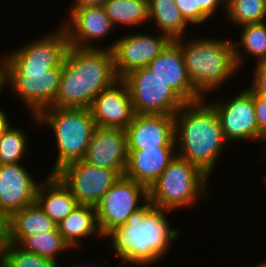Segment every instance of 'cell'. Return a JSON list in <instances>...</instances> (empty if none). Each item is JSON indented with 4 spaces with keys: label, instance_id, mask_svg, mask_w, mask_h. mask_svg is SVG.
<instances>
[{
    "label": "cell",
    "instance_id": "obj_1",
    "mask_svg": "<svg viewBox=\"0 0 266 267\" xmlns=\"http://www.w3.org/2000/svg\"><path fill=\"white\" fill-rule=\"evenodd\" d=\"M19 47L0 57L7 70L6 86L23 101L31 115H38L56 98L69 47L67 34L60 26Z\"/></svg>",
    "mask_w": 266,
    "mask_h": 267
},
{
    "label": "cell",
    "instance_id": "obj_2",
    "mask_svg": "<svg viewBox=\"0 0 266 267\" xmlns=\"http://www.w3.org/2000/svg\"><path fill=\"white\" fill-rule=\"evenodd\" d=\"M168 212L171 211L156 208L147 200L125 224L105 236L111 238L112 248L120 257L121 264L147 266L166 256L171 244L180 236L179 229L171 228L172 224L166 217Z\"/></svg>",
    "mask_w": 266,
    "mask_h": 267
},
{
    "label": "cell",
    "instance_id": "obj_3",
    "mask_svg": "<svg viewBox=\"0 0 266 267\" xmlns=\"http://www.w3.org/2000/svg\"><path fill=\"white\" fill-rule=\"evenodd\" d=\"M118 77L112 50L68 47L59 89L50 107L88 108L95 97L111 87Z\"/></svg>",
    "mask_w": 266,
    "mask_h": 267
},
{
    "label": "cell",
    "instance_id": "obj_4",
    "mask_svg": "<svg viewBox=\"0 0 266 267\" xmlns=\"http://www.w3.org/2000/svg\"><path fill=\"white\" fill-rule=\"evenodd\" d=\"M205 100L188 102L174 115L175 144L177 155L210 177L229 143L224 137L218 114Z\"/></svg>",
    "mask_w": 266,
    "mask_h": 267
},
{
    "label": "cell",
    "instance_id": "obj_5",
    "mask_svg": "<svg viewBox=\"0 0 266 267\" xmlns=\"http://www.w3.org/2000/svg\"><path fill=\"white\" fill-rule=\"evenodd\" d=\"M175 41L183 53L188 77L202 97L221 88L240 70L231 39L205 37L184 42L181 37Z\"/></svg>",
    "mask_w": 266,
    "mask_h": 267
},
{
    "label": "cell",
    "instance_id": "obj_6",
    "mask_svg": "<svg viewBox=\"0 0 266 267\" xmlns=\"http://www.w3.org/2000/svg\"><path fill=\"white\" fill-rule=\"evenodd\" d=\"M32 117L36 121L34 123L46 124L55 134L57 158L49 174H55L64 165L84 158L97 128L88 108L48 107Z\"/></svg>",
    "mask_w": 266,
    "mask_h": 267
},
{
    "label": "cell",
    "instance_id": "obj_7",
    "mask_svg": "<svg viewBox=\"0 0 266 267\" xmlns=\"http://www.w3.org/2000/svg\"><path fill=\"white\" fill-rule=\"evenodd\" d=\"M208 180L198 166L176 154L148 189V200L154 207L168 211L189 208L207 196Z\"/></svg>",
    "mask_w": 266,
    "mask_h": 267
},
{
    "label": "cell",
    "instance_id": "obj_8",
    "mask_svg": "<svg viewBox=\"0 0 266 267\" xmlns=\"http://www.w3.org/2000/svg\"><path fill=\"white\" fill-rule=\"evenodd\" d=\"M128 86L135 114L175 115L188 102L147 67L122 79Z\"/></svg>",
    "mask_w": 266,
    "mask_h": 267
},
{
    "label": "cell",
    "instance_id": "obj_9",
    "mask_svg": "<svg viewBox=\"0 0 266 267\" xmlns=\"http://www.w3.org/2000/svg\"><path fill=\"white\" fill-rule=\"evenodd\" d=\"M147 200L148 189L122 175L95 206L102 235L105 237L114 228L125 224L128 217L140 209Z\"/></svg>",
    "mask_w": 266,
    "mask_h": 267
},
{
    "label": "cell",
    "instance_id": "obj_10",
    "mask_svg": "<svg viewBox=\"0 0 266 267\" xmlns=\"http://www.w3.org/2000/svg\"><path fill=\"white\" fill-rule=\"evenodd\" d=\"M55 174L70 189L78 204L94 207L121 177L116 170L97 167L83 160L68 163Z\"/></svg>",
    "mask_w": 266,
    "mask_h": 267
},
{
    "label": "cell",
    "instance_id": "obj_11",
    "mask_svg": "<svg viewBox=\"0 0 266 267\" xmlns=\"http://www.w3.org/2000/svg\"><path fill=\"white\" fill-rule=\"evenodd\" d=\"M226 99H216L210 104L218 114L227 142L230 144L232 141L236 143L237 140L247 139L266 142V138L259 132L257 126L254 96L244 88L239 94Z\"/></svg>",
    "mask_w": 266,
    "mask_h": 267
},
{
    "label": "cell",
    "instance_id": "obj_12",
    "mask_svg": "<svg viewBox=\"0 0 266 267\" xmlns=\"http://www.w3.org/2000/svg\"><path fill=\"white\" fill-rule=\"evenodd\" d=\"M152 36L132 33L118 37L106 49L112 50L115 73L123 79L130 72L145 68L166 47L171 39L161 32Z\"/></svg>",
    "mask_w": 266,
    "mask_h": 267
},
{
    "label": "cell",
    "instance_id": "obj_13",
    "mask_svg": "<svg viewBox=\"0 0 266 267\" xmlns=\"http://www.w3.org/2000/svg\"><path fill=\"white\" fill-rule=\"evenodd\" d=\"M69 13L70 19L60 26L65 30L71 47L101 49L95 45L96 41L103 40L115 28L103 6L71 7Z\"/></svg>",
    "mask_w": 266,
    "mask_h": 267
},
{
    "label": "cell",
    "instance_id": "obj_14",
    "mask_svg": "<svg viewBox=\"0 0 266 267\" xmlns=\"http://www.w3.org/2000/svg\"><path fill=\"white\" fill-rule=\"evenodd\" d=\"M24 163L0 165V214L7 220L13 213L35 203L37 188Z\"/></svg>",
    "mask_w": 266,
    "mask_h": 267
},
{
    "label": "cell",
    "instance_id": "obj_15",
    "mask_svg": "<svg viewBox=\"0 0 266 267\" xmlns=\"http://www.w3.org/2000/svg\"><path fill=\"white\" fill-rule=\"evenodd\" d=\"M125 131L128 150L176 148L173 115L135 114Z\"/></svg>",
    "mask_w": 266,
    "mask_h": 267
},
{
    "label": "cell",
    "instance_id": "obj_16",
    "mask_svg": "<svg viewBox=\"0 0 266 267\" xmlns=\"http://www.w3.org/2000/svg\"><path fill=\"white\" fill-rule=\"evenodd\" d=\"M89 110L97 127L126 129L135 113L127 84L119 79L102 90Z\"/></svg>",
    "mask_w": 266,
    "mask_h": 267
},
{
    "label": "cell",
    "instance_id": "obj_17",
    "mask_svg": "<svg viewBox=\"0 0 266 267\" xmlns=\"http://www.w3.org/2000/svg\"><path fill=\"white\" fill-rule=\"evenodd\" d=\"M84 162L116 170L124 175L127 161V135L124 129L97 127L85 153Z\"/></svg>",
    "mask_w": 266,
    "mask_h": 267
},
{
    "label": "cell",
    "instance_id": "obj_18",
    "mask_svg": "<svg viewBox=\"0 0 266 267\" xmlns=\"http://www.w3.org/2000/svg\"><path fill=\"white\" fill-rule=\"evenodd\" d=\"M147 68L177 91L187 102L203 99L194 89L188 77L183 53L175 40H171L160 54L147 65Z\"/></svg>",
    "mask_w": 266,
    "mask_h": 267
},
{
    "label": "cell",
    "instance_id": "obj_19",
    "mask_svg": "<svg viewBox=\"0 0 266 267\" xmlns=\"http://www.w3.org/2000/svg\"><path fill=\"white\" fill-rule=\"evenodd\" d=\"M176 154V148L128 150L124 175L149 189Z\"/></svg>",
    "mask_w": 266,
    "mask_h": 267
},
{
    "label": "cell",
    "instance_id": "obj_20",
    "mask_svg": "<svg viewBox=\"0 0 266 267\" xmlns=\"http://www.w3.org/2000/svg\"><path fill=\"white\" fill-rule=\"evenodd\" d=\"M35 202L56 224L78 205L70 189L56 174H48L39 183Z\"/></svg>",
    "mask_w": 266,
    "mask_h": 267
},
{
    "label": "cell",
    "instance_id": "obj_21",
    "mask_svg": "<svg viewBox=\"0 0 266 267\" xmlns=\"http://www.w3.org/2000/svg\"><path fill=\"white\" fill-rule=\"evenodd\" d=\"M56 229L57 224L35 202L6 220V242L18 245L27 236Z\"/></svg>",
    "mask_w": 266,
    "mask_h": 267
},
{
    "label": "cell",
    "instance_id": "obj_22",
    "mask_svg": "<svg viewBox=\"0 0 266 267\" xmlns=\"http://www.w3.org/2000/svg\"><path fill=\"white\" fill-rule=\"evenodd\" d=\"M57 228L71 250L81 246L85 238L93 235L99 239L104 237L98 226L96 208L91 205L78 204L57 224Z\"/></svg>",
    "mask_w": 266,
    "mask_h": 267
},
{
    "label": "cell",
    "instance_id": "obj_23",
    "mask_svg": "<svg viewBox=\"0 0 266 267\" xmlns=\"http://www.w3.org/2000/svg\"><path fill=\"white\" fill-rule=\"evenodd\" d=\"M149 22L154 21L158 30L171 40L185 37L184 34L191 26L182 16L175 5V0H148Z\"/></svg>",
    "mask_w": 266,
    "mask_h": 267
},
{
    "label": "cell",
    "instance_id": "obj_24",
    "mask_svg": "<svg viewBox=\"0 0 266 267\" xmlns=\"http://www.w3.org/2000/svg\"><path fill=\"white\" fill-rule=\"evenodd\" d=\"M241 28L240 40L233 42L238 68L243 67L245 52L256 59L255 63L266 61V22L244 24ZM240 47L244 49L243 52L239 50Z\"/></svg>",
    "mask_w": 266,
    "mask_h": 267
},
{
    "label": "cell",
    "instance_id": "obj_25",
    "mask_svg": "<svg viewBox=\"0 0 266 267\" xmlns=\"http://www.w3.org/2000/svg\"><path fill=\"white\" fill-rule=\"evenodd\" d=\"M103 8L115 27H134L149 21L148 0H107Z\"/></svg>",
    "mask_w": 266,
    "mask_h": 267
},
{
    "label": "cell",
    "instance_id": "obj_26",
    "mask_svg": "<svg viewBox=\"0 0 266 267\" xmlns=\"http://www.w3.org/2000/svg\"><path fill=\"white\" fill-rule=\"evenodd\" d=\"M18 246L26 252L48 258L59 265L57 256L70 250L58 228L50 232L36 233L25 237Z\"/></svg>",
    "mask_w": 266,
    "mask_h": 267
},
{
    "label": "cell",
    "instance_id": "obj_27",
    "mask_svg": "<svg viewBox=\"0 0 266 267\" xmlns=\"http://www.w3.org/2000/svg\"><path fill=\"white\" fill-rule=\"evenodd\" d=\"M226 18L234 25L266 21V0H226Z\"/></svg>",
    "mask_w": 266,
    "mask_h": 267
},
{
    "label": "cell",
    "instance_id": "obj_28",
    "mask_svg": "<svg viewBox=\"0 0 266 267\" xmlns=\"http://www.w3.org/2000/svg\"><path fill=\"white\" fill-rule=\"evenodd\" d=\"M26 136L22 129L11 124L4 130L0 137V165L22 163L29 148Z\"/></svg>",
    "mask_w": 266,
    "mask_h": 267
},
{
    "label": "cell",
    "instance_id": "obj_29",
    "mask_svg": "<svg viewBox=\"0 0 266 267\" xmlns=\"http://www.w3.org/2000/svg\"><path fill=\"white\" fill-rule=\"evenodd\" d=\"M0 265L2 267H60L48 258L26 252L18 245L6 241L0 246Z\"/></svg>",
    "mask_w": 266,
    "mask_h": 267
},
{
    "label": "cell",
    "instance_id": "obj_30",
    "mask_svg": "<svg viewBox=\"0 0 266 267\" xmlns=\"http://www.w3.org/2000/svg\"><path fill=\"white\" fill-rule=\"evenodd\" d=\"M175 5L190 25H201L210 20L218 7L226 10V0H175ZM221 5V6H220Z\"/></svg>",
    "mask_w": 266,
    "mask_h": 267
},
{
    "label": "cell",
    "instance_id": "obj_31",
    "mask_svg": "<svg viewBox=\"0 0 266 267\" xmlns=\"http://www.w3.org/2000/svg\"><path fill=\"white\" fill-rule=\"evenodd\" d=\"M253 69V80L246 89L257 97H266V61L255 63Z\"/></svg>",
    "mask_w": 266,
    "mask_h": 267
},
{
    "label": "cell",
    "instance_id": "obj_32",
    "mask_svg": "<svg viewBox=\"0 0 266 267\" xmlns=\"http://www.w3.org/2000/svg\"><path fill=\"white\" fill-rule=\"evenodd\" d=\"M254 109L259 132L266 138V97L254 96Z\"/></svg>",
    "mask_w": 266,
    "mask_h": 267
},
{
    "label": "cell",
    "instance_id": "obj_33",
    "mask_svg": "<svg viewBox=\"0 0 266 267\" xmlns=\"http://www.w3.org/2000/svg\"><path fill=\"white\" fill-rule=\"evenodd\" d=\"M107 0H74L71 7L103 6Z\"/></svg>",
    "mask_w": 266,
    "mask_h": 267
},
{
    "label": "cell",
    "instance_id": "obj_34",
    "mask_svg": "<svg viewBox=\"0 0 266 267\" xmlns=\"http://www.w3.org/2000/svg\"><path fill=\"white\" fill-rule=\"evenodd\" d=\"M5 85H7V70L3 61L0 59V93Z\"/></svg>",
    "mask_w": 266,
    "mask_h": 267
},
{
    "label": "cell",
    "instance_id": "obj_35",
    "mask_svg": "<svg viewBox=\"0 0 266 267\" xmlns=\"http://www.w3.org/2000/svg\"><path fill=\"white\" fill-rule=\"evenodd\" d=\"M7 114L4 110L0 109V137L3 134L4 130L11 124L9 123Z\"/></svg>",
    "mask_w": 266,
    "mask_h": 267
},
{
    "label": "cell",
    "instance_id": "obj_36",
    "mask_svg": "<svg viewBox=\"0 0 266 267\" xmlns=\"http://www.w3.org/2000/svg\"><path fill=\"white\" fill-rule=\"evenodd\" d=\"M6 241V219L0 214V246Z\"/></svg>",
    "mask_w": 266,
    "mask_h": 267
},
{
    "label": "cell",
    "instance_id": "obj_37",
    "mask_svg": "<svg viewBox=\"0 0 266 267\" xmlns=\"http://www.w3.org/2000/svg\"><path fill=\"white\" fill-rule=\"evenodd\" d=\"M255 267H266V261L264 260L263 262L261 261L260 264H258L257 266Z\"/></svg>",
    "mask_w": 266,
    "mask_h": 267
},
{
    "label": "cell",
    "instance_id": "obj_38",
    "mask_svg": "<svg viewBox=\"0 0 266 267\" xmlns=\"http://www.w3.org/2000/svg\"><path fill=\"white\" fill-rule=\"evenodd\" d=\"M71 267H89V266H88V265H87V266H85L84 264H83V265H81V266H80V265H76V266H75V264H74V265H72Z\"/></svg>",
    "mask_w": 266,
    "mask_h": 267
}]
</instances>
